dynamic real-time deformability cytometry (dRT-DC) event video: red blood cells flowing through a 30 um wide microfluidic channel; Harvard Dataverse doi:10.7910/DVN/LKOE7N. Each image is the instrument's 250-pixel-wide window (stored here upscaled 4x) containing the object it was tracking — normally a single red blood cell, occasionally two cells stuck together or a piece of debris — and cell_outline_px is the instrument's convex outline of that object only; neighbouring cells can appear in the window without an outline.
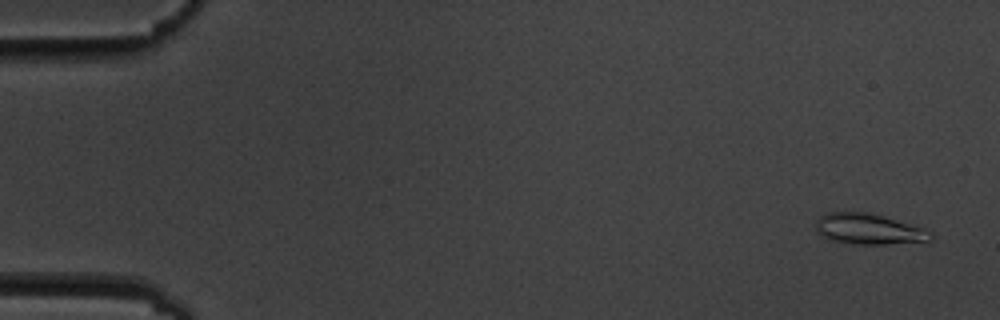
{"species": "common noctule bat (a hibernating species)", "species_latin": "Nyctalus noctula", "temperature_condition": "cold", "stored_images_in_passage": 16, "segment_of_instrument_passage": [1, 2], "camera_frame_rate_fps": 3000, "um_per_image_px": 0.085, "animal": {"sex": "male", "body_mass_g": 19.5, "forearm_length_mm": 54.6}, "frame": {"image": 1, "passage_image": 1, "time_ms": 0.0, "image_size_px": [1000, 320], "cell_outline_px": [[932, 240], [884, 244], [856, 244], [828, 240], [816, 232], [816, 220], [824, 212], [864, 212], [884, 216], [916, 224], [932, 232]], "centroid_in_image_um": [73.83, 19.46], "position_along_channel_um": 11.2, "area_um2": 20.81}}
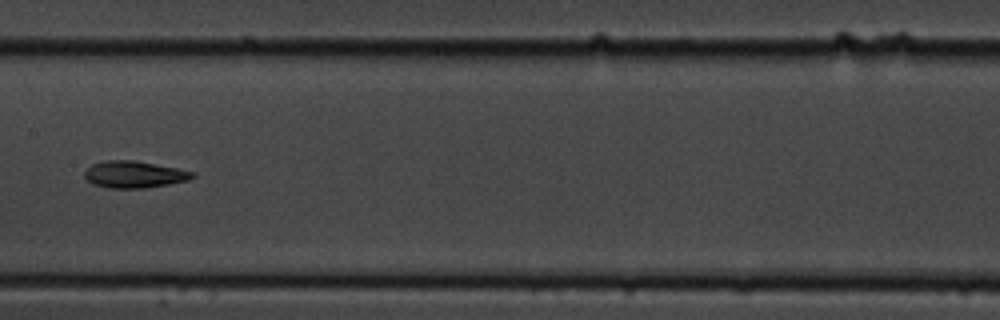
{"frame": {"image": 2, "passage_image": 8, "time_ms": 9.0, "image_size_px": [1000, 320], "cell_outline_px": [[196, 176], [188, 180], [168, 184], [144, 188], [108, 188], [92, 184], [84, 176], [84, 172], [92, 164], [104, 160], [132, 160], [176, 168], [196, 172]], "centroid_in_image_um": [11.4, 14.83], "position_along_channel_um": 196.0, "area_um2": 16.82}}
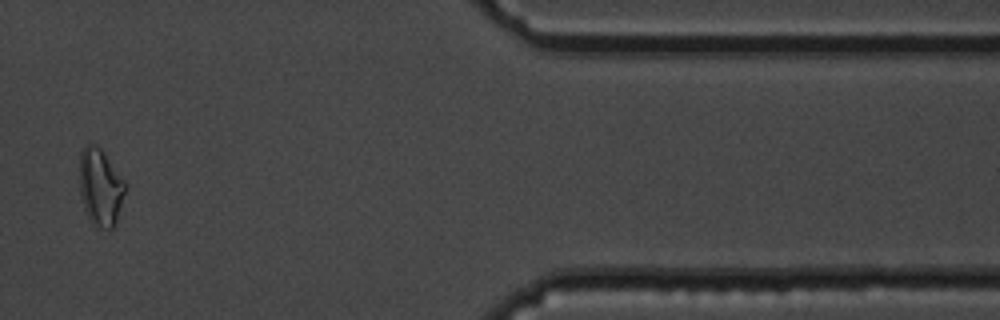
{"frame": {"image": 3, "passage_image": 14, "time_ms": 16.0, "image_size_px": [1000, 320], "cell_outline_px": [[128, 184], [116, 224], [112, 228], [108, 228], [96, 224], [88, 216], [84, 208], [80, 192], [80, 152], [84, 144], [96, 144], [104, 152]], "centroid_in_image_um": [8.57, 15.85], "position_along_channel_um": 402.8, "area_um2": 20.58}}